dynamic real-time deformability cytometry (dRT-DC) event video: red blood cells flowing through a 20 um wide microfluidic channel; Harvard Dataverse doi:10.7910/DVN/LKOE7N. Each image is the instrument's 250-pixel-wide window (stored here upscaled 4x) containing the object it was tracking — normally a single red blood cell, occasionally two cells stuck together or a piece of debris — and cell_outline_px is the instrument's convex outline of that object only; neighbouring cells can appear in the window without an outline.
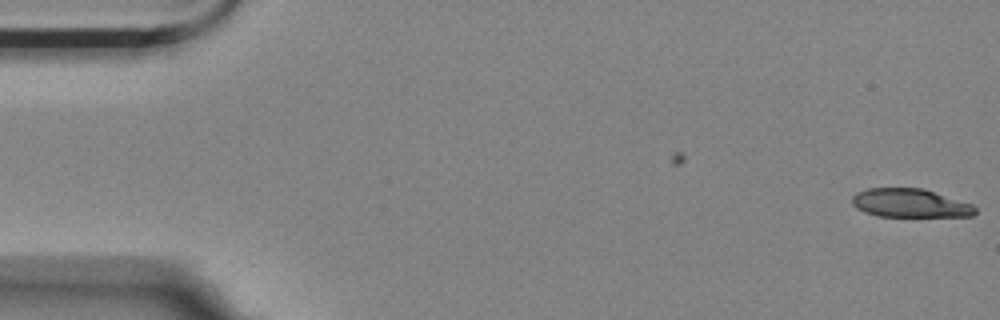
{"species": "Egyptian fruit bat (a non-hibernating species)", "species_latin": "Rousettus aegyptiacus", "temperature_condition": "room temperature", "stored_images_in_passage": 2, "camera_frame_rate_fps": 3000, "um_per_image_px": 0.085, "animal": {"sex": "female"}, "frame": {"image": 1, "passage_image": 2, "time_ms": 0.333, "image_size_px": [1000, 320], "cell_outline_px": [[976, 212], [972, 216], [876, 216], [864, 212], [856, 208], [852, 204], [852, 196], [856, 192], [868, 188], [924, 188], [972, 204], [976, 208]], "centroid_in_image_um": [77.33, 17.26], "position_along_channel_um": 7.7, "area_um2": 20.58}}